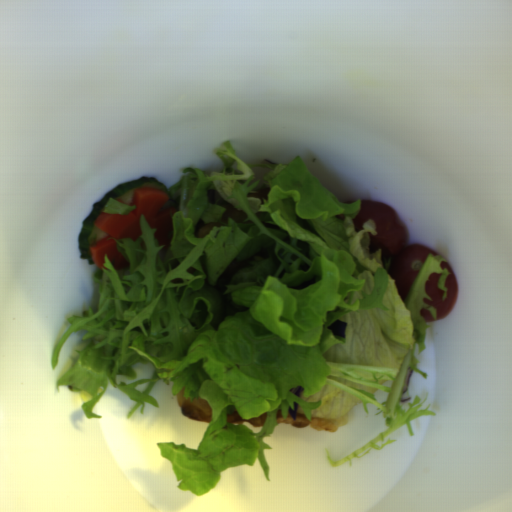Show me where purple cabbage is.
Segmentation results:
<instances>
[{"mask_svg": "<svg viewBox=\"0 0 512 512\" xmlns=\"http://www.w3.org/2000/svg\"><path fill=\"white\" fill-rule=\"evenodd\" d=\"M303 390H304V388L300 385V386H297V387H292L289 391L293 395L301 398L302 394H303Z\"/></svg>", "mask_w": 512, "mask_h": 512, "instance_id": "purple-cabbage-3", "label": "purple cabbage"}, {"mask_svg": "<svg viewBox=\"0 0 512 512\" xmlns=\"http://www.w3.org/2000/svg\"><path fill=\"white\" fill-rule=\"evenodd\" d=\"M412 372H413V369L412 368H408L406 371H405V374H404V380H403V388H402V393L404 394L405 392H407L408 390V386H409V383H410V379H411V376H412Z\"/></svg>", "mask_w": 512, "mask_h": 512, "instance_id": "purple-cabbage-1", "label": "purple cabbage"}, {"mask_svg": "<svg viewBox=\"0 0 512 512\" xmlns=\"http://www.w3.org/2000/svg\"><path fill=\"white\" fill-rule=\"evenodd\" d=\"M298 408H299V403H297V402H294L293 408L291 406H289V408H288V412L293 420H297Z\"/></svg>", "mask_w": 512, "mask_h": 512, "instance_id": "purple-cabbage-2", "label": "purple cabbage"}]
</instances>
